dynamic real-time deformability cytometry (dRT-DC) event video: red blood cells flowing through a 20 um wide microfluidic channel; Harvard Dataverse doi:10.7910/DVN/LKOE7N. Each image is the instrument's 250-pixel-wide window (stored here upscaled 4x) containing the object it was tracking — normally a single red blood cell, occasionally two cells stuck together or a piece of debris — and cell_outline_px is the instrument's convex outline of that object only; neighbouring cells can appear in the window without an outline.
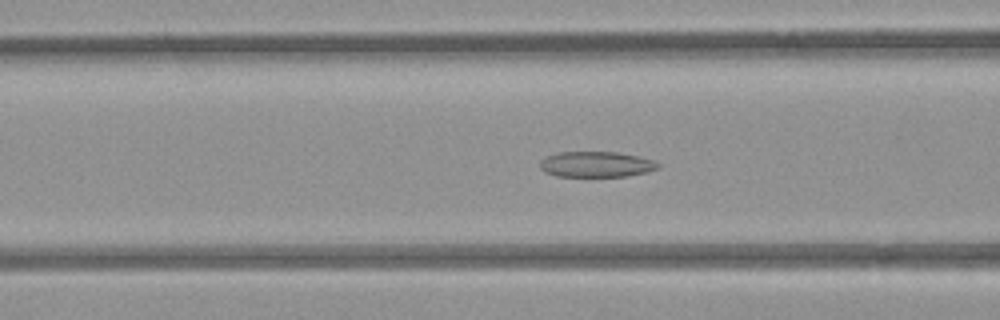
{"species": "common noctule bat (a hibernating species)", "species_latin": "Nyctalus noctula", "temperature_condition": "room temperature", "stored_images_in_passage": 48, "camera_frame_rate_fps": 3000, "um_per_image_px": 0.085, "animal": {"sex": "female", "body_mass_g": 21.9}, "frame": {"image": 1, "passage_image": 16, "time_ms": 5.0, "image_size_px": [1000, 320], "cell_outline_px": [[660, 168], [648, 172], [628, 176], [556, 176], [544, 172], [540, 168], [540, 160], [544, 156], [556, 152], [616, 152], [636, 156], [652, 160], [660, 164]], "centroid_in_image_um": [50.64, 13.97], "position_along_channel_um": 116.0, "area_um2": 17.74}}
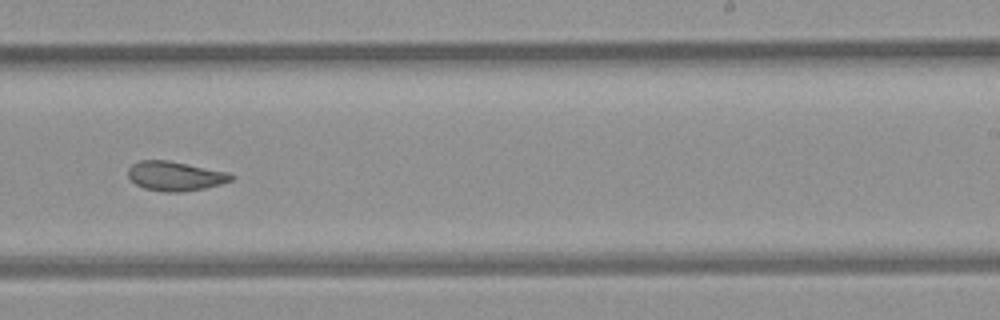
{"frame": {"image": 2, "passage_image": 28, "time_ms": 9.0, "image_size_px": [1000, 320], "cell_outline_px": [[236, 176], [232, 180], [220, 184], [204, 188], [180, 192], [164, 192], [144, 188], [136, 184], [128, 176], [128, 168], [132, 164], [140, 160], [168, 160], [228, 172]], "centroid_in_image_um": [14.89, 14.96], "position_along_channel_um": 274.1, "area_um2": 17.63}}
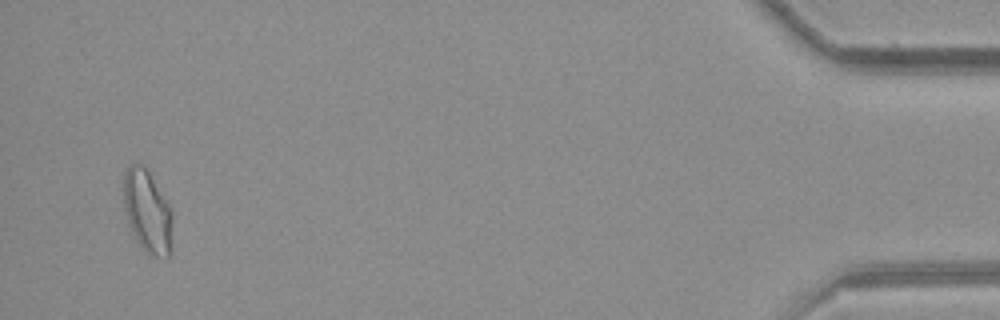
{"frame": {"image": 3, "passage_image": 46, "time_ms": 15.0, "image_size_px": [1000, 320], "cell_outline_px": [[172, 252], [164, 260], [144, 252], [136, 240], [128, 224], [124, 208], [124, 172], [132, 164], [144, 164], [168, 204], [172, 212]], "centroid_in_image_um": [12.55, 18.05], "position_along_channel_um": 422.7, "area_um2": 23.81}, "authors_computed_cell_mechanics": {"area_um2": 19.5075, "velocity_mm_per_s": 3.9522, "shape_relaxation_time_tau1_ms": null, "shape_relaxation_time_tau2_ms": 2.604, "deformation_change_tau1": null, "deformation_change_tau2": 0.0833}}